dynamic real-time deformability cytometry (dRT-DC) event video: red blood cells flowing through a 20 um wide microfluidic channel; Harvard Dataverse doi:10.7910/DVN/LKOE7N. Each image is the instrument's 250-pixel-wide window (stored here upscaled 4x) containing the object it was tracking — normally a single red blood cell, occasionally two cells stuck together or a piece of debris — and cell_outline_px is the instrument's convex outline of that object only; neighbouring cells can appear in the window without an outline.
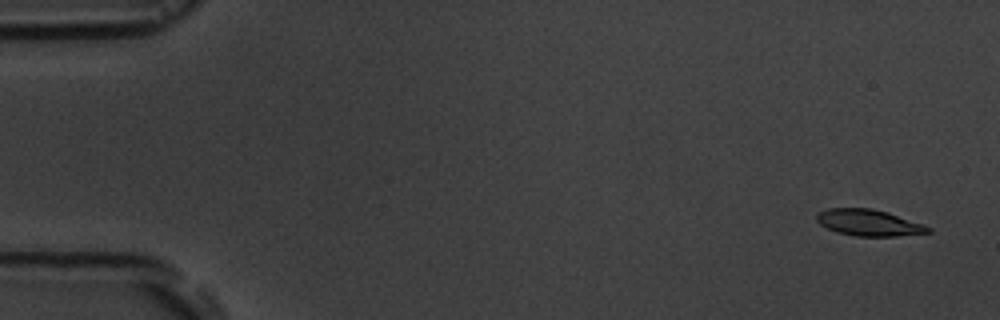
{"species": "common noctule bat (a hibernating species)", "species_latin": "Nyctalus noctula", "temperature_condition": "room temperature", "stored_images_in_passage": 5, "camera_frame_rate_fps": 3000, "um_per_image_px": 0.085, "animal": {"sex": "male", "body_mass_g": 19.5, "forearm_length_mm": 54.6}, "frame": {"image": 1, "passage_image": 1, "time_ms": 0.0, "image_size_px": [1000, 320], "cell_outline_px": [[932, 232], [896, 236], [856, 236], [836, 232], [820, 224], [816, 220], [816, 212], [828, 208], [872, 208], [888, 212], [924, 224], [932, 228]], "centroid_in_image_um": [73.85, 18.92], "position_along_channel_um": 11.2, "area_um2": 17.28}}